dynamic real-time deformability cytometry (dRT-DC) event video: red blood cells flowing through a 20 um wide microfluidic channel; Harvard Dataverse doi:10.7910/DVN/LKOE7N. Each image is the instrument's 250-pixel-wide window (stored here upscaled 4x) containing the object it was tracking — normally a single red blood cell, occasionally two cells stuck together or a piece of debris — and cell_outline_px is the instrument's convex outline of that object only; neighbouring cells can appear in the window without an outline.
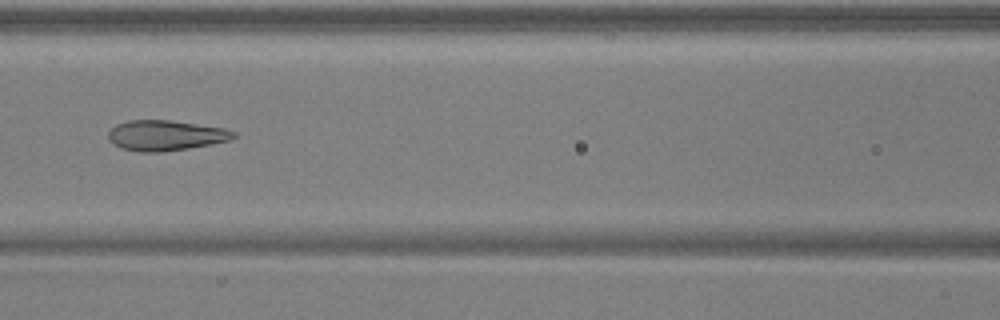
{"species": "common noctule bat (a hibernating species)", "species_latin": "Nyctalus noctula", "temperature_condition": "warm", "stored_images_in_passage": 47, "camera_frame_rate_fps": 3000, "um_per_image_px": 0.085, "animal": {"sex": "male", "body_mass_g": 17.9, "forearm_length_mm": 54.2}, "frame": {"image": 1, "passage_image": 19, "time_ms": 6.0, "image_size_px": [1000, 320], "cell_outline_px": [[236, 136], [232, 140], [212, 144], [188, 148], [160, 152], [140, 152], [120, 148], [112, 144], [108, 140], [108, 132], [116, 124], [128, 120], [168, 120], [224, 128], [236, 132]], "centroid_in_image_um": [14.05, 11.52], "position_along_channel_um": 152.5, "area_um2": 22.25}}
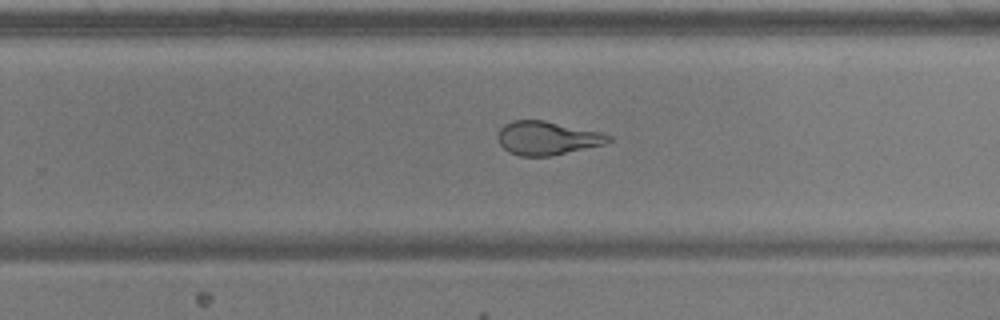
{"frame": {"image": 2, "passage_image": 29, "time_ms": 9.333, "image_size_px": [1000, 320], "cell_outline_px": [[612, 140], [604, 144], [552, 156], [520, 156], [508, 152], [500, 144], [496, 136], [500, 128], [504, 124], [512, 120], [544, 120], [600, 132], [612, 136]], "centroid_in_image_um": [46.48, 11.74], "position_along_channel_um": 283.3, "area_um2": 21.73}}
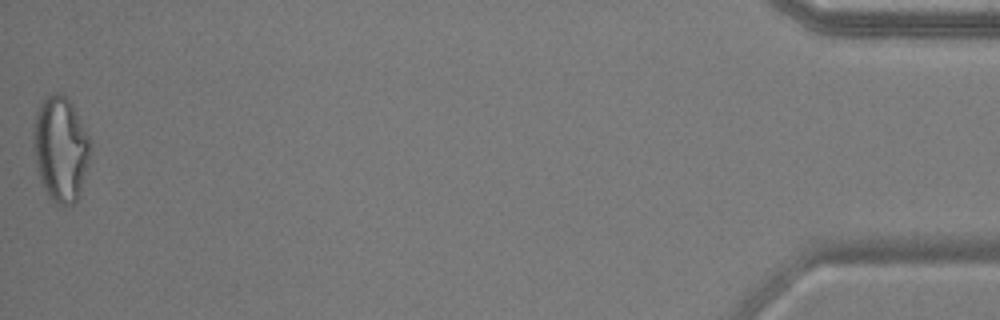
{"frame": {"image": 3, "passage_image": 47, "time_ms": 15.333, "image_size_px": [1000, 320], "cell_outline_px": [[92, 144], [88, 164], [80, 192], [76, 200], [72, 204], [56, 204], [48, 196], [40, 180], [36, 168], [32, 132], [32, 128], [36, 112], [44, 96], [56, 92], [60, 92], [72, 104], [92, 140]], "centroid_in_image_um": [5.14, 12.62], "position_along_channel_um": 430.1, "area_um2": 35.2}, "authors_computed_cell_mechanics": {"area_um2": 24.565, "velocity_mm_per_s": 3.935, "shape_relaxation_time_tau1_ms": 6.9661, "shape_relaxation_time_tau2_ms": 1.0831, "deformation_change_tau1": 0.2272, "deformation_change_tau2": 0.0775}}